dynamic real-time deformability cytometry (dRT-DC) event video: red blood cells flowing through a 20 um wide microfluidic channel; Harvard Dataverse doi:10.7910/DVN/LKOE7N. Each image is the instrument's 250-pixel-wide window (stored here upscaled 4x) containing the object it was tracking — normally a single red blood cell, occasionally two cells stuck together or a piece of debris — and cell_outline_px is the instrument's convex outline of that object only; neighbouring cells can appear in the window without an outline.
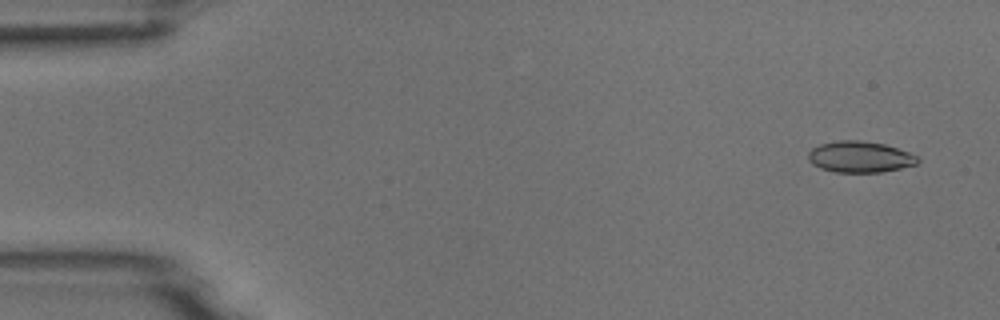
{"species": "common noctule bat (a hibernating species)", "species_latin": "Nyctalus noctula", "temperature_condition": "room temperature", "stored_images_in_passage": 5, "camera_frame_rate_fps": 3000, "um_per_image_px": 0.085, "animal": {"sex": "male", "body_mass_g": 18.8}, "frame": {"image": 1, "passage_image": 1, "time_ms": 0.0, "image_size_px": [1000, 320], "cell_outline_px": [[920, 160], [916, 164], [900, 168], [880, 172], [836, 172], [820, 168], [812, 164], [808, 160], [808, 152], [812, 148], [820, 144], [840, 140], [860, 140], [884, 144], [908, 152], [916, 156]], "centroid_in_image_um": [73.06, 13.33], "position_along_channel_um": 11.9, "area_um2": 19.77}}
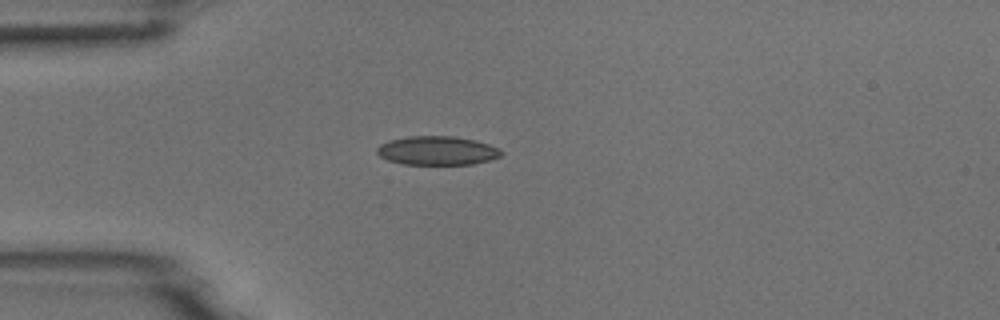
{"frame": {"image": 2, "passage_image": 4, "time_ms": 3.667, "image_size_px": [1000, 320], "cell_outline_px": [[504, 152], [500, 156], [488, 160], [472, 164], [404, 164], [388, 160], [380, 156], [376, 152], [376, 148], [380, 144], [388, 140], [408, 136], [452, 136], [472, 140], [488, 144]], "centroid_in_image_um": [37.1, 12.8], "position_along_channel_um": 47.9, "area_um2": 20.69}}